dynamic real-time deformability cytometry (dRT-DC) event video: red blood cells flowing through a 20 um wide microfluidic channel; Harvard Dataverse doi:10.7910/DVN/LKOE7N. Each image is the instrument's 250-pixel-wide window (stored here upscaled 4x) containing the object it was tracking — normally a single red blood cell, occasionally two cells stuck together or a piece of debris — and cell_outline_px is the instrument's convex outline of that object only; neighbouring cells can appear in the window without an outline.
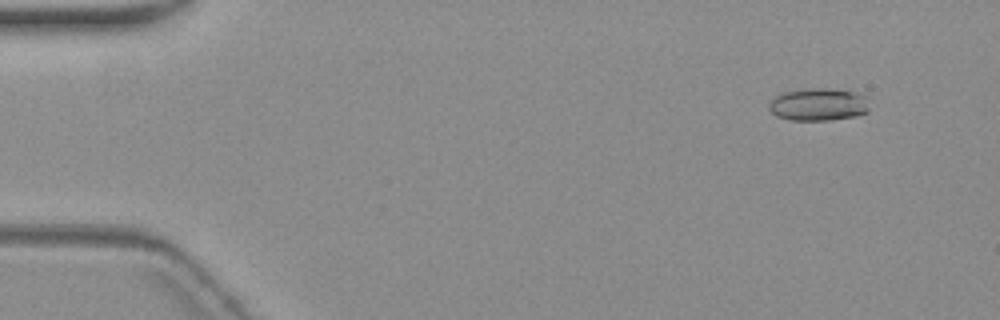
{"species": "common noctule bat (a hibernating species)", "species_latin": "Nyctalus noctula", "temperature_condition": "warm", "stored_images_in_passage": 4, "camera_frame_rate_fps": 3000, "um_per_image_px": 0.085, "animal": {"sex": "female", "body_mass_g": 19.3, "forearm_length_mm": 54.1}, "frame": {"image": 1, "passage_image": 2, "time_ms": 1.333, "image_size_px": [1000, 320], "cell_outline_px": [[868, 112], [856, 116], [832, 120], [788, 120], [776, 116], [768, 108], [768, 104], [776, 96], [784, 92], [804, 88], [824, 88], [852, 92], [868, 96]], "centroid_in_image_um": [69.57, 8.89], "position_along_channel_um": 15.4, "area_um2": 19.19}}